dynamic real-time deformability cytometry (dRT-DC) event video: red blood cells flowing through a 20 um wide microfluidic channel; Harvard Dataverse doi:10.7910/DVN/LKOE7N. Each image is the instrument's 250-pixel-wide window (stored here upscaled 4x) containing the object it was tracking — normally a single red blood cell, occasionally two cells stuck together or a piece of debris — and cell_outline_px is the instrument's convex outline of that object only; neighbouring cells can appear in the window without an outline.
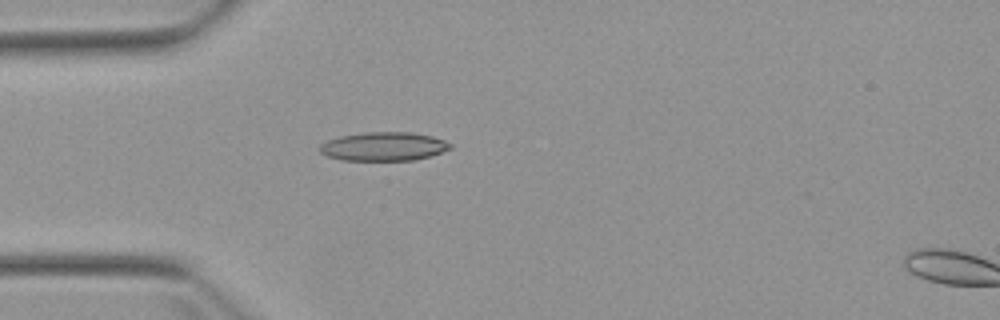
{"species": "Egyptian fruit bat (a non-hibernating species)", "species_latin": "Rousettus aegyptiacus", "temperature_condition": "warm", "stored_images_in_passage": 2, "camera_frame_rate_fps": 3000, "um_per_image_px": 0.085, "animal": {"sex": "female"}, "frame": {"image": 1, "passage_image": 1, "time_ms": 0.0, "image_size_px": [1000, 320], "cell_outline_px": [[452, 148], [416, 160], [344, 160], [328, 156], [320, 152], [320, 144], [328, 140], [340, 136], [364, 132], [412, 132], [432, 136], [444, 140], [452, 144]], "centroid_in_image_um": [32.62, 12.44], "position_along_channel_um": 52.4, "area_um2": 21.73}}